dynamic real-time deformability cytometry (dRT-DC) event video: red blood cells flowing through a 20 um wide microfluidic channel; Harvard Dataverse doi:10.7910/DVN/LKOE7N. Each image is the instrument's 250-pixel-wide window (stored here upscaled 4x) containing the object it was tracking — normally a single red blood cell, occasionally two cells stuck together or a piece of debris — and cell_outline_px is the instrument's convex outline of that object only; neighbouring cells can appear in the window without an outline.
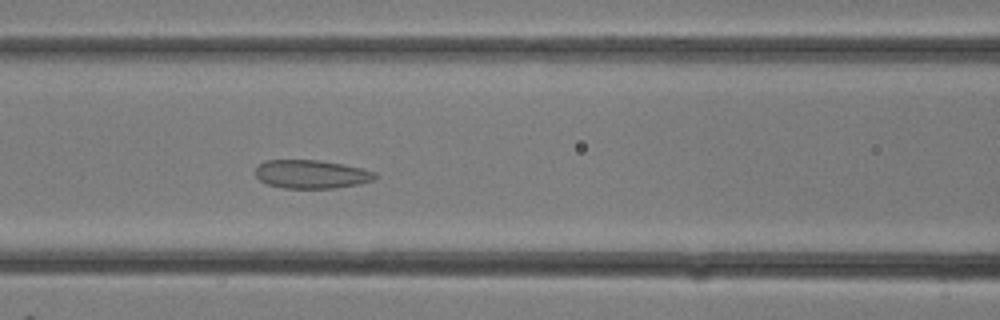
{"species": "common noctule bat (a hibernating species)", "species_latin": "Nyctalus noctula", "temperature_condition": "room temperature", "stored_images_in_passage": 9, "camera_frame_rate_fps": 3000, "um_per_image_px": 0.085, "animal": {"sex": "female"}, "frame": {"image": 1, "passage_image": 9, "time_ms": 2.667, "image_size_px": [1000, 320], "cell_outline_px": [[380, 176], [376, 180], [360, 184], [336, 188], [284, 188], [268, 184], [260, 180], [256, 176], [256, 168], [264, 160], [320, 160], [344, 164], [376, 172]], "centroid_in_image_um": [26.53, 14.81], "position_along_channel_um": 140.1, "area_um2": 20.06}}